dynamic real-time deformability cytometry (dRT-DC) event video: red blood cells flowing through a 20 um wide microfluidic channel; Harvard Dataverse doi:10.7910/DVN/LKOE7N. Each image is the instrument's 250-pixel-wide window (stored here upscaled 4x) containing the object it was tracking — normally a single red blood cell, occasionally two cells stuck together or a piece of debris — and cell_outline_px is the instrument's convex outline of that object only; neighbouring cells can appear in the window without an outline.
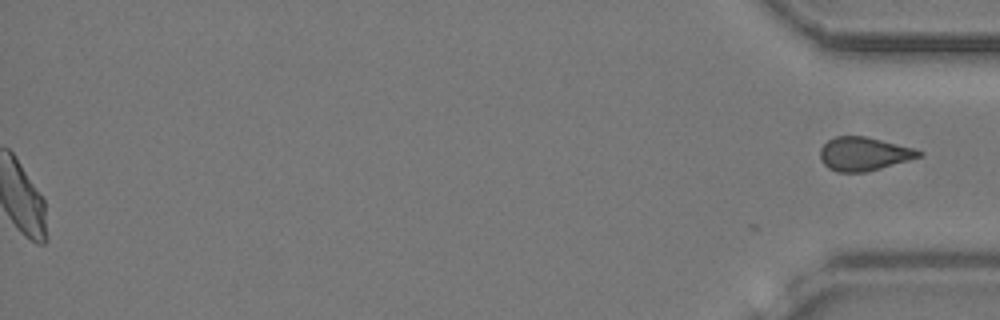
{"species": "common noctule bat (a hibernating species)", "species_latin": "Nyctalus noctula", "temperature_condition": "cold", "stored_images_in_passage": 40, "segment_of_instrument_passage": [2, 2], "camera_frame_rate_fps": 3000, "um_per_image_px": 0.085, "animal": {"sex": "female", "body_mass_g": 24.6, "forearm_length_mm": 56.2}, "frame": {"image": 1, "passage_image": 40, "time_ms": 13.0, "image_size_px": [1000, 320], "cell_outline_px": [[924, 156], [880, 168], [864, 172], [836, 172], [828, 168], [820, 160], [820, 148], [828, 140], [836, 136], [864, 136], [916, 148], [924, 152]], "centroid_in_image_um": [73.44, 13.08], "position_along_channel_um": 361.8, "area_um2": 19.42}}